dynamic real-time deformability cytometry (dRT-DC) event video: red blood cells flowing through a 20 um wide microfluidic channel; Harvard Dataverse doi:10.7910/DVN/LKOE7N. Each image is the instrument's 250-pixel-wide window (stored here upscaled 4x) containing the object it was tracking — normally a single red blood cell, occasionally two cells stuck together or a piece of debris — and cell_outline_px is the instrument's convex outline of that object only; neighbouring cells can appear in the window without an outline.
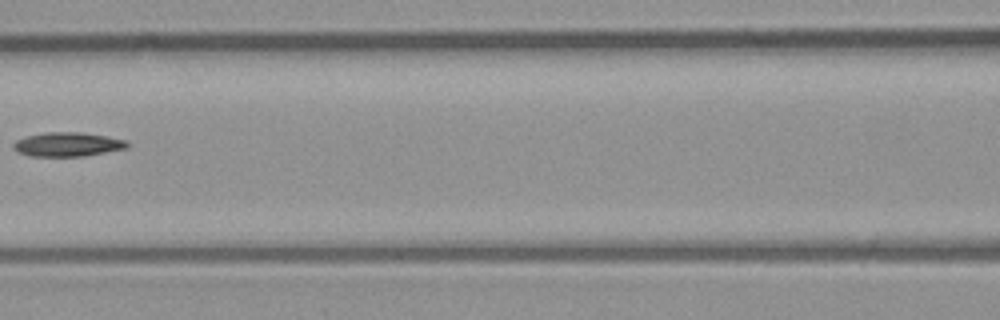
{"species": "common noctule bat (a hibernating species)", "species_latin": "Nyctalus noctula", "temperature_condition": "room temperature", "stored_images_in_passage": 7, "segment_of_instrument_passage": [1, 2], "camera_frame_rate_fps": 3000, "um_per_image_px": 0.085, "animal": {"sex": "male", "body_mass_g": 23.1, "forearm_length_mm": 52.7}, "frame": {"image": 1, "passage_image": 6, "time_ms": 1.667, "image_size_px": [1000, 320], "cell_outline_px": [[128, 148], [84, 156], [32, 156], [20, 152], [12, 148], [12, 144], [16, 140], [28, 136], [44, 132], [84, 132], [128, 140]], "centroid_in_image_um": [5.77, 12.26], "position_along_channel_um": 160.8, "area_um2": 16.01}}